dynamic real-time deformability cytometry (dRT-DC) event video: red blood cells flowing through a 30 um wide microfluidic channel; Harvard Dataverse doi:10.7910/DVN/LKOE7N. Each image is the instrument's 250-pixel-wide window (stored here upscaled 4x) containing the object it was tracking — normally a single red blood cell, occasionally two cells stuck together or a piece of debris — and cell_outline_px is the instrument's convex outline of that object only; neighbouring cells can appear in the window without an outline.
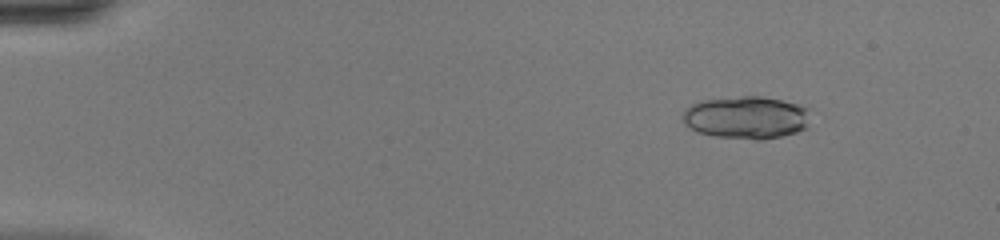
{"species": "common noctule bat (a hibernating species)", "species_latin": "Nyctalus noctula", "temperature_condition": "warm", "stored_images_in_passage": 47, "camera_frame_rate_fps": 3000, "um_per_image_px": 0.085, "animal": {"sex": "female", "body_mass_g": 20.0, "forearm_length_mm": 54.0}, "frame": {"image": 1, "passage_image": 7, "time_ms": 2.0, "image_size_px": [1000, 240], "cell_outline_px": [[808, 108], [804, 128], [796, 132], [764, 140], [752, 140], [712, 136], [696, 132], [684, 124], [680, 116], [684, 108], [700, 100], [740, 96], [760, 96], [780, 100], [796, 104]], "centroid_in_image_um": [63.31, 9.99], "position_along_channel_um": 21.7, "area_um2": 31.85}}